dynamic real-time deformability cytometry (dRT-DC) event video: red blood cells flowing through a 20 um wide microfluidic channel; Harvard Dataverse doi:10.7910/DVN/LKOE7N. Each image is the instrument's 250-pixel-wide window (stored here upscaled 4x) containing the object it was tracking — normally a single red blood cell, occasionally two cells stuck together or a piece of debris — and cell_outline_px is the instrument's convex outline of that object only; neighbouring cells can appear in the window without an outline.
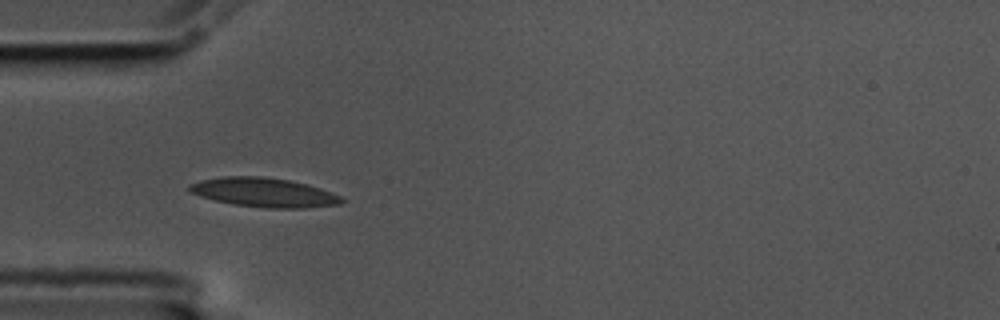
{"species": "common noctule bat (a hibernating species)", "species_latin": "Nyctalus noctula", "temperature_condition": "cold", "stored_images_in_passage": 6, "camera_frame_rate_fps": 3000, "um_per_image_px": 0.085, "animal": {"sex": "male", "body_mass_g": 17.5, "forearm_length_mm": 52.3}, "frame": {"image": 1, "passage_image": 5, "time_ms": 1.333, "image_size_px": [1000, 320], "cell_outline_px": [[344, 200], [340, 204], [308, 208], [264, 208], [232, 204], [200, 196], [188, 192], [188, 184], [200, 180], [224, 176], [264, 176], [288, 180], [308, 184], [320, 188], [340, 196]], "centroid_in_image_um": [22.41, 16.35], "position_along_channel_um": 62.6, "area_um2": 26.01}}